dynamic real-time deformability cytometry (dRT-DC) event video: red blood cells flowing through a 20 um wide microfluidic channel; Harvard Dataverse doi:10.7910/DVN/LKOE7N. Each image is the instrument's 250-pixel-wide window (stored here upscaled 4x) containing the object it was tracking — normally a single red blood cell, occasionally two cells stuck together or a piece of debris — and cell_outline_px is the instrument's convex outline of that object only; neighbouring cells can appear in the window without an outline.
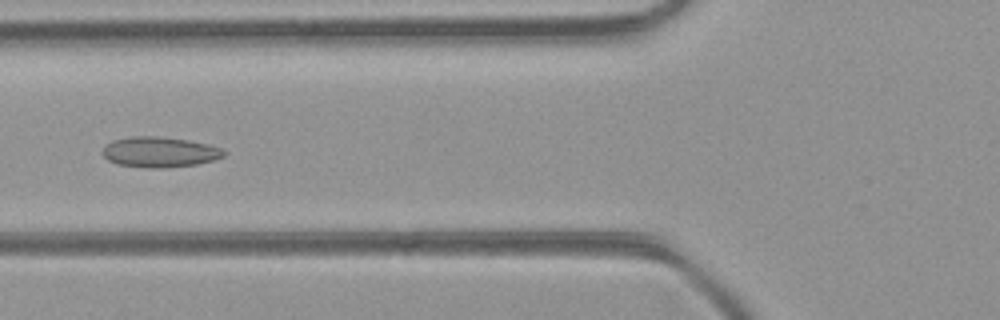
{"species": "common noctule bat (a hibernating species)", "species_latin": "Nyctalus noctula", "temperature_condition": "room temperature", "stored_images_in_passage": 47, "camera_frame_rate_fps": 3000, "um_per_image_px": 0.085, "animal": {"sex": "female", "body_mass_g": 21.9}, "frame": {"image": 1, "passage_image": 18, "time_ms": 5.667, "image_size_px": [1000, 320], "cell_outline_px": [[224, 156], [216, 160], [196, 164], [164, 168], [152, 168], [116, 164], [108, 160], [100, 152], [112, 140], [128, 136], [156, 136], [188, 140], [208, 144], [224, 148]], "centroid_in_image_um": [13.57, 12.92], "position_along_channel_um": 112.2, "area_um2": 21.62}}
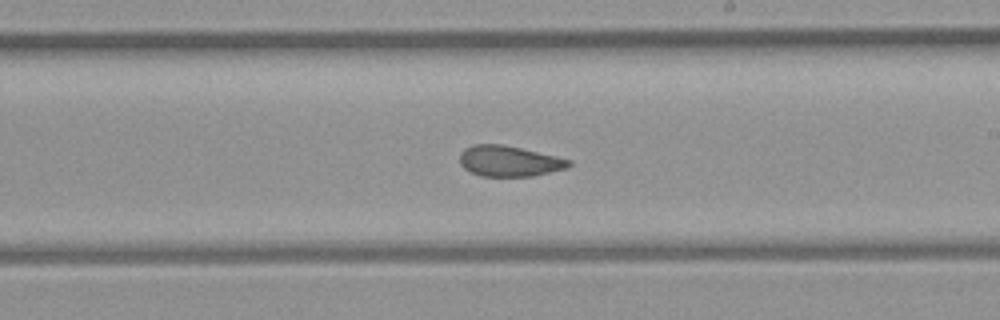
{"frame": {"image": 2, "passage_image": 27, "time_ms": 8.667, "image_size_px": [1000, 320], "cell_outline_px": [[572, 164], [568, 168], [532, 176], [480, 176], [464, 168], [460, 164], [460, 152], [464, 148], [472, 144], [504, 144], [556, 156], [572, 160]], "centroid_in_image_um": [43.28, 13.68], "position_along_channel_um": 245.7, "area_um2": 19.65}}
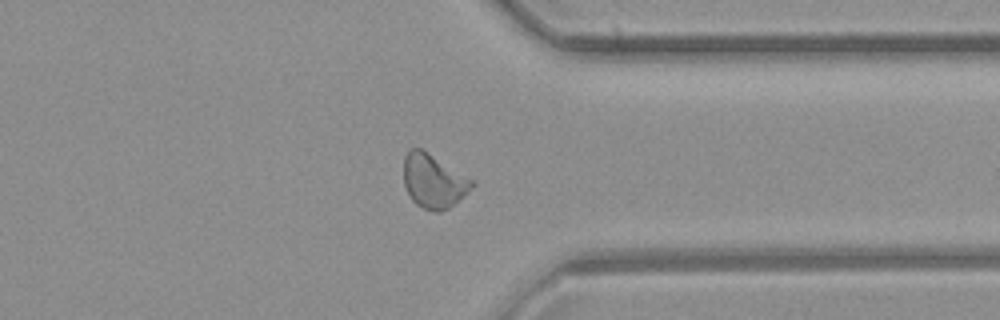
{"frame": {"image": 3, "passage_image": 36, "time_ms": 11.667, "image_size_px": [1000, 320], "cell_outline_px": [[476, 184], [468, 192], [448, 208], [440, 212], [436, 212], [424, 208], [416, 204], [412, 200], [404, 184], [404, 156], [412, 148], [420, 148], [472, 180]], "centroid_in_image_um": [36.83, 15.41], "position_along_channel_um": 374.6, "area_um2": 20.87}, "authors_computed_cell_mechanics": {"area_um2": 20.9236, "velocity_mm_per_s": 4.4486, "shape_relaxation_time_tau1_ms": null, "shape_relaxation_time_tau2_ms": 1.6809, "deformation_change_tau1": null, "deformation_change_tau2": 0.0665}}